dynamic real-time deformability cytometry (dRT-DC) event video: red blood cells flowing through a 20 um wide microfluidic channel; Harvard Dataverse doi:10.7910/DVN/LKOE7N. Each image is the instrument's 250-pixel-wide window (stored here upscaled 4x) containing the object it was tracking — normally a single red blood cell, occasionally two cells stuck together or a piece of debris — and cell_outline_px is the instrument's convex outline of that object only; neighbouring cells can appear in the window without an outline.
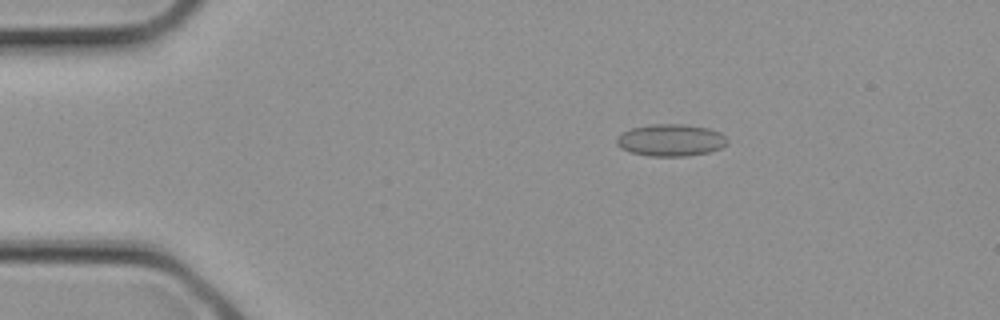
{"species": "common noctule bat (a hibernating species)", "species_latin": "Nyctalus noctula", "temperature_condition": "cold", "stored_images_in_passage": 3, "camera_frame_rate_fps": 3000, "um_per_image_px": 0.085, "animal": {"sex": "female", "body_mass_g": 21.9}, "frame": {"image": 1, "passage_image": 2, "time_ms": 0.333, "image_size_px": [1000, 320], "cell_outline_px": [[728, 144], [720, 148], [708, 152], [684, 156], [648, 156], [632, 152], [620, 148], [616, 144], [616, 136], [632, 128], [652, 124], [684, 124], [708, 128], [720, 132], [728, 140]], "centroid_in_image_um": [57.01, 11.91], "position_along_channel_um": 28.0, "area_um2": 20.63}}